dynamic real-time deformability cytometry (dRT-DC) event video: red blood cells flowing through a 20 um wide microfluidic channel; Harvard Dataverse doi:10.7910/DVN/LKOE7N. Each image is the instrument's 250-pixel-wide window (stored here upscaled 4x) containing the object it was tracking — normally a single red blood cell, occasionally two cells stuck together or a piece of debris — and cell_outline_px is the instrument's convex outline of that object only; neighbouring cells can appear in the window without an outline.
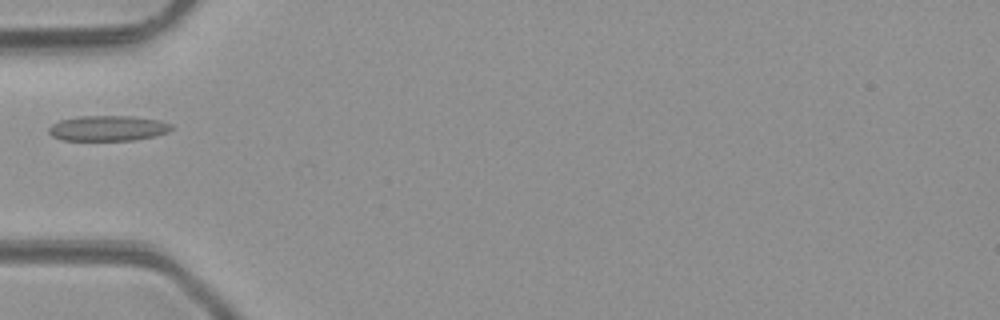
{"species": "common noctule bat (a hibernating species)", "species_latin": "Nyctalus noctula", "temperature_condition": "room temperature", "stored_images_in_passage": 7, "camera_frame_rate_fps": 3000, "um_per_image_px": 0.085, "animal": {"sex": "male", "body_mass_g": 23.1, "forearm_length_mm": 52.7}, "frame": {"image": 1, "passage_image": 5, "time_ms": 4.667, "image_size_px": [1000, 320], "cell_outline_px": [[172, 128], [168, 132], [136, 140], [60, 140], [52, 136], [48, 132], [48, 128], [52, 124], [60, 120], [76, 116], [132, 116], [160, 120], [172, 124]], "centroid_in_image_um": [9.15, 10.89], "position_along_channel_um": 75.9, "area_um2": 18.21}}
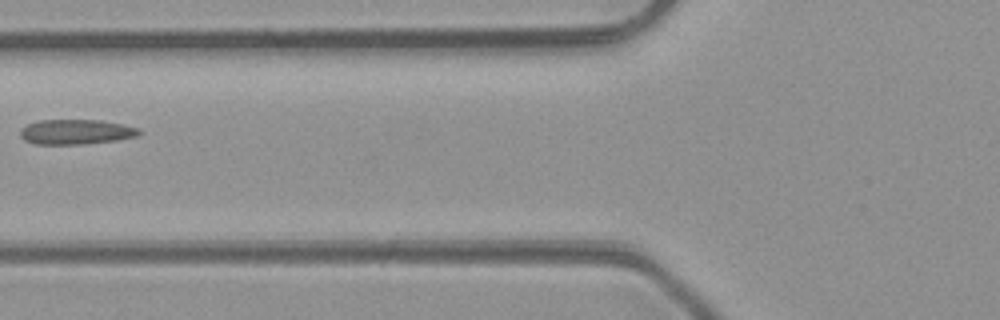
{"frame": {"image": 2, "passage_image": 6, "time_ms": 5.667, "image_size_px": [1000, 320], "cell_outline_px": [[140, 132], [136, 136], [116, 140], [80, 144], [36, 144], [24, 140], [20, 136], [20, 128], [28, 124], [40, 120], [100, 120], [124, 124], [140, 128]], "centroid_in_image_um": [6.44, 11.2], "position_along_channel_um": 119.4, "area_um2": 17.22}}